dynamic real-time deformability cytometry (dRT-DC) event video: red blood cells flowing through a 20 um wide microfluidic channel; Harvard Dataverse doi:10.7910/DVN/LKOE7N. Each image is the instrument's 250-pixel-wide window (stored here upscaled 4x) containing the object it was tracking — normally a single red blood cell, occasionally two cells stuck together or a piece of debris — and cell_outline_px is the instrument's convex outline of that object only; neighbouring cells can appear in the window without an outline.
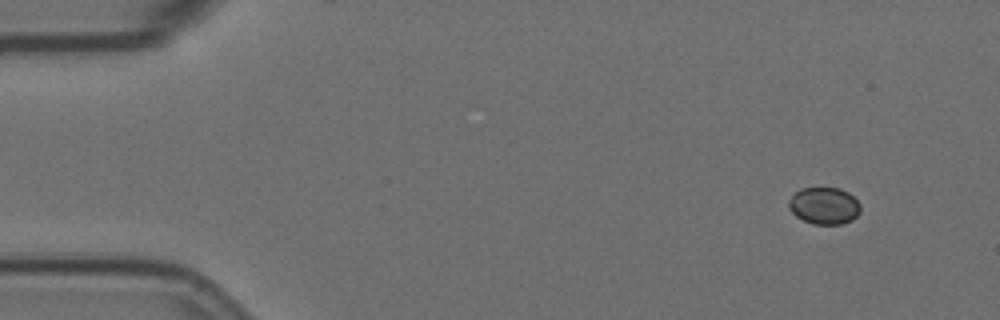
{"species": "Egyptian fruit bat (a non-hibernating species)", "species_latin": "Rousettus aegyptiacus", "temperature_condition": "room temperature", "stored_images_in_passage": 53, "camera_frame_rate_fps": 3000, "um_per_image_px": 0.085, "animal": {"sex": "female"}, "frame": {"image": 1, "passage_image": 1, "time_ms": 0.0, "image_size_px": [1000, 320], "cell_outline_px": [[856, 212], [848, 220], [832, 224], [820, 224], [808, 220], [800, 216], [792, 208], [792, 204], [800, 192], [808, 188], [832, 188], [844, 192], [852, 196], [856, 200]], "centroid_in_image_um": [70.11, 17.47], "position_along_channel_um": 14.9, "area_um2": 13.24}}
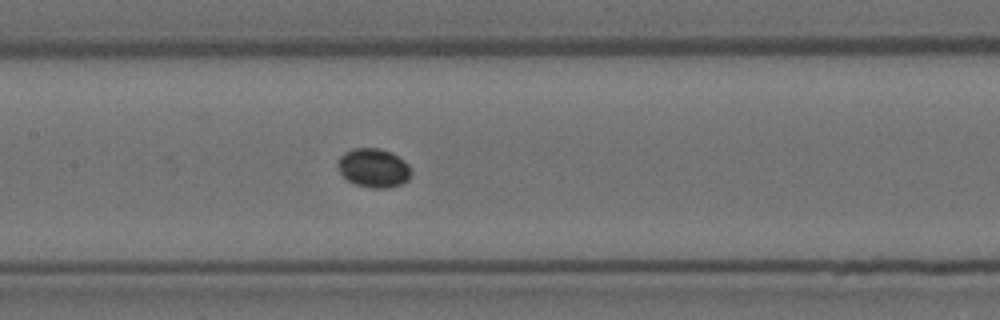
{"frame": {"image": 2, "passage_image": 23, "time_ms": 7.333, "image_size_px": [1000, 320], "cell_outline_px": [[408, 172], [400, 180], [388, 184], [368, 184], [352, 180], [344, 172], [340, 164], [340, 160], [344, 156], [352, 152], [384, 152], [400, 160], [408, 168]], "centroid_in_image_um": [31.73, 14.26], "position_along_channel_um": 175.7, "area_um2": 12.48}}
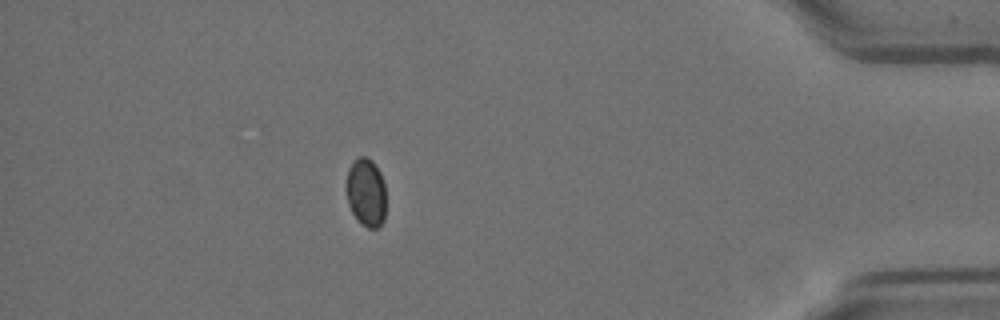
{"frame": {"image": 3, "passage_image": 46, "time_ms": 15.0, "image_size_px": [1000, 320], "cell_outline_px": [[384, 212], [380, 220], [376, 224], [364, 224], [356, 216], [352, 208], [348, 196], [348, 176], [356, 160], [368, 160], [376, 168], [380, 176], [384, 188]], "centroid_in_image_um": [31.13, 16.35], "position_along_channel_um": 404.1, "area_um2": 13.47}}